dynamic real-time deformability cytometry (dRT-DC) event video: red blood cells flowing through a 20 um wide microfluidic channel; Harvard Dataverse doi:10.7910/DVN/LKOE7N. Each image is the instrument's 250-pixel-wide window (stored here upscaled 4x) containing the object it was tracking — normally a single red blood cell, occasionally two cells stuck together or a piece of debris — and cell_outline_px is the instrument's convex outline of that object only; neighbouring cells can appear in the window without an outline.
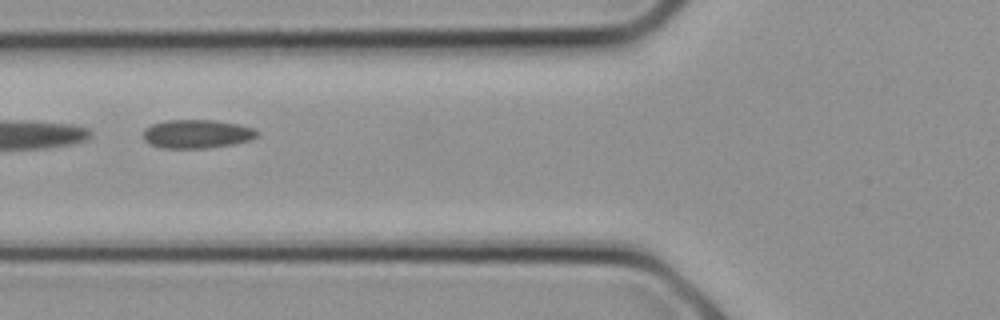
{"species": "common noctule bat (a hibernating species)", "species_latin": "Nyctalus noctula", "temperature_condition": "cold", "stored_images_in_passage": 6, "camera_frame_rate_fps": 3000, "um_per_image_px": 0.085, "animal": {"sex": "female", "body_mass_g": 21.9}, "frame": {"image": 1, "passage_image": 5, "time_ms": 1.333, "image_size_px": [1000, 320], "cell_outline_px": [[260, 136], [252, 140], [236, 144], [208, 148], [160, 148], [148, 144], [144, 140], [144, 128], [152, 124], [168, 120], [216, 120], [256, 128], [260, 132]], "centroid_in_image_um": [16.79, 11.39], "position_along_channel_um": 109.0, "area_um2": 19.42}}